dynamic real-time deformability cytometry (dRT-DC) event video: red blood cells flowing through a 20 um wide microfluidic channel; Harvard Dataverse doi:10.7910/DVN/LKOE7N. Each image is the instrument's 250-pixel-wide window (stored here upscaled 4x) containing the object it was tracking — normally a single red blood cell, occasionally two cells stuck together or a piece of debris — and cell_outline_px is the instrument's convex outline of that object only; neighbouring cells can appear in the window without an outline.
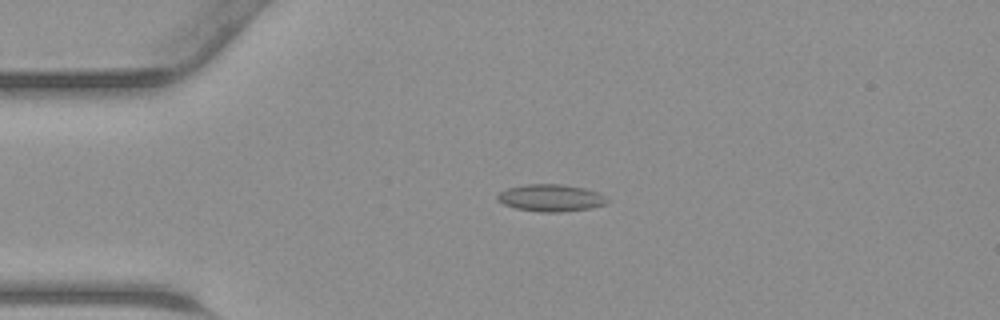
{"species": "common noctule bat (a hibernating species)", "species_latin": "Nyctalus noctula", "temperature_condition": "warm", "stored_images_in_passage": 40, "camera_frame_rate_fps": 3000, "um_per_image_px": 0.085, "animal": {"sex": "male", "body_mass_g": 23.1, "forearm_length_mm": 52.7}, "frame": {"image": 1, "passage_image": 6, "time_ms": 1.667, "image_size_px": [1000, 320], "cell_outline_px": [[608, 200], [604, 204], [592, 208], [560, 212], [540, 212], [516, 208], [504, 204], [496, 200], [496, 196], [500, 192], [508, 188], [524, 184], [560, 184], [584, 188], [596, 192], [604, 196]], "centroid_in_image_um": [46.78, 16.82], "position_along_channel_um": 38.2, "area_um2": 17.22}}
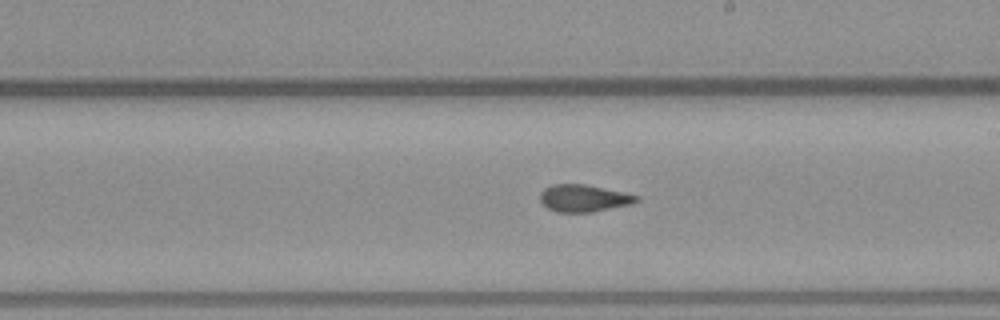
{"frame": {"image": 2, "passage_image": 21, "time_ms": 6.667, "image_size_px": [1000, 320], "cell_outline_px": [[640, 200], [632, 204], [592, 212], [556, 212], [548, 208], [540, 200], [540, 192], [544, 188], [552, 184], [584, 184], [624, 192], [640, 196]], "centroid_in_image_um": [49.63, 16.84], "position_along_channel_um": 239.4, "area_um2": 15.32}}
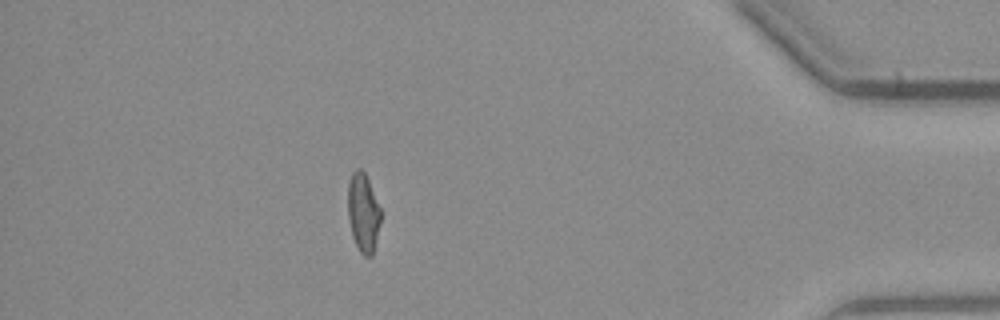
{"frame": {"image": 3, "passage_image": 35, "time_ms": 11.333, "image_size_px": [1000, 320], "cell_outline_px": [[380, 220], [372, 256], [364, 256], [360, 252], [352, 236], [348, 220], [348, 184], [352, 172], [356, 168], [360, 168], [364, 172], [368, 180], [380, 208]], "centroid_in_image_um": [30.84, 18.06], "position_along_channel_um": 404.4, "area_um2": 14.85}}